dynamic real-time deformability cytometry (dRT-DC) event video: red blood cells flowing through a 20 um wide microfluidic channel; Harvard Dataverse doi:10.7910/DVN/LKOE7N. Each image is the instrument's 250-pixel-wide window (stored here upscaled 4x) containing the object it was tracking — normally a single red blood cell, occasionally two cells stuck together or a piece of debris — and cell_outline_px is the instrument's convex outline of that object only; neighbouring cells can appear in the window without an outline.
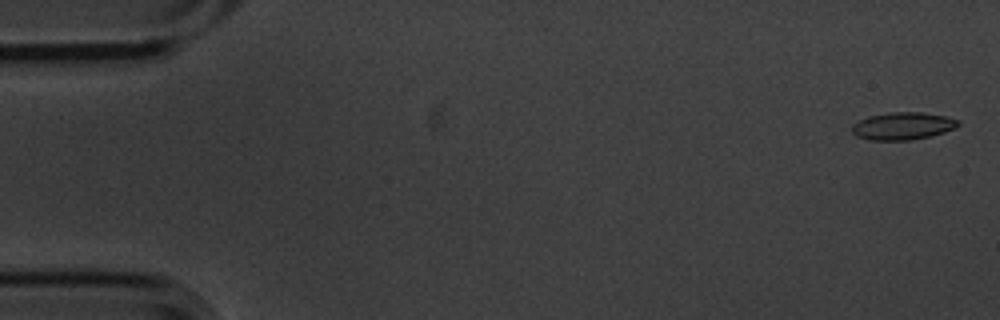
{"species": "common noctule bat (a hibernating species)", "species_latin": "Nyctalus noctula", "temperature_condition": "cold", "stored_images_in_passage": 6, "camera_frame_rate_fps": 3000, "um_per_image_px": 0.085, "animal": {"sex": "male", "body_mass_g": 20.1, "forearm_length_mm": 53.5}, "frame": {"image": 1, "passage_image": 1, "time_ms": 0.0, "image_size_px": [1000, 320], "cell_outline_px": [[960, 124], [956, 128], [932, 136], [912, 140], [868, 140], [856, 136], [852, 132], [852, 124], [868, 116], [888, 112], [920, 112], [944, 116], [960, 120]], "centroid_in_image_um": [76.74, 10.71], "position_along_channel_um": 8.3, "area_um2": 17.17}}
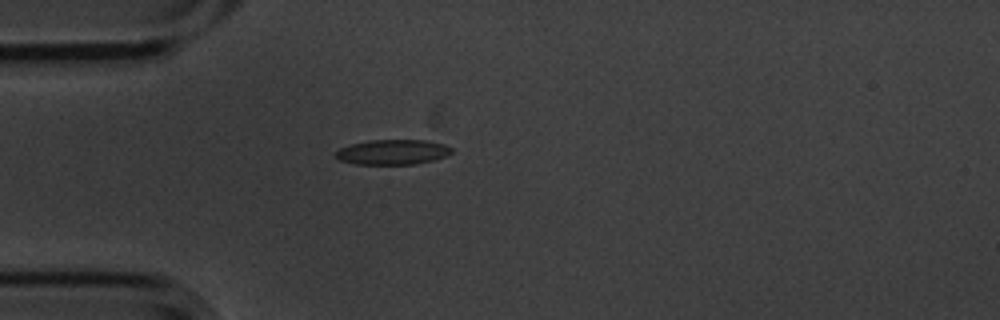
{"frame": {"image": 2, "passage_image": 5, "time_ms": 1.333, "image_size_px": [1000, 320], "cell_outline_px": [[452, 152], [444, 156], [432, 160], [416, 164], [356, 164], [340, 160], [336, 156], [336, 152], [340, 148], [352, 144], [368, 140], [428, 140], [444, 144], [452, 148]], "centroid_in_image_um": [33.39, 12.92], "position_along_channel_um": 51.6, "area_um2": 16.76}}